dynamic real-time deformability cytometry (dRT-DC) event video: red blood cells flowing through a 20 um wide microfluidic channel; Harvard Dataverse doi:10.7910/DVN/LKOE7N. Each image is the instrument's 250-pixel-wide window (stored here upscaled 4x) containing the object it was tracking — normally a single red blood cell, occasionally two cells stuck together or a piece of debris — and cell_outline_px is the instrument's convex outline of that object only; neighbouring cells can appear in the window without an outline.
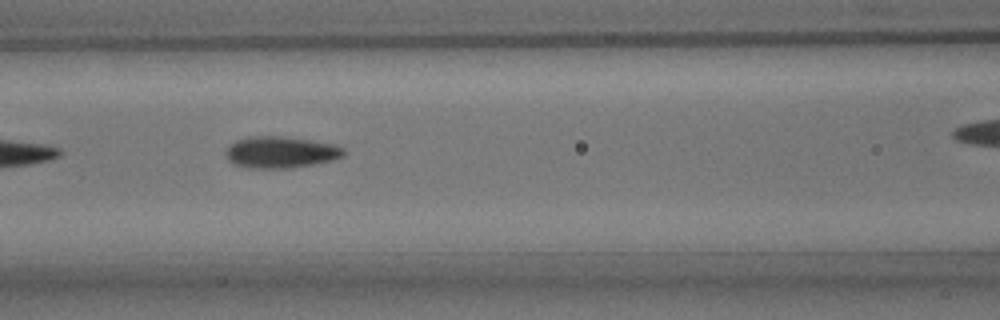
{"species": "common noctule bat (a hibernating species)", "species_latin": "Nyctalus noctula", "temperature_condition": "room temperature", "stored_images_in_passage": 9, "camera_frame_rate_fps": 3000, "um_per_image_px": 0.085, "animal": {"sex": "male", "body_mass_g": 15.6}, "frame": {"image": 1, "passage_image": 3, "time_ms": 2.333, "image_size_px": [1000, 320], "cell_outline_px": [[348, 152], [344, 156], [332, 160], [312, 164], [288, 168], [248, 168], [232, 164], [228, 160], [224, 152], [228, 144], [236, 140], [248, 136], [280, 136], [312, 140], [336, 144], [344, 148]], "centroid_in_image_um": [23.84, 12.93], "position_along_channel_um": 142.8, "area_um2": 22.08}}